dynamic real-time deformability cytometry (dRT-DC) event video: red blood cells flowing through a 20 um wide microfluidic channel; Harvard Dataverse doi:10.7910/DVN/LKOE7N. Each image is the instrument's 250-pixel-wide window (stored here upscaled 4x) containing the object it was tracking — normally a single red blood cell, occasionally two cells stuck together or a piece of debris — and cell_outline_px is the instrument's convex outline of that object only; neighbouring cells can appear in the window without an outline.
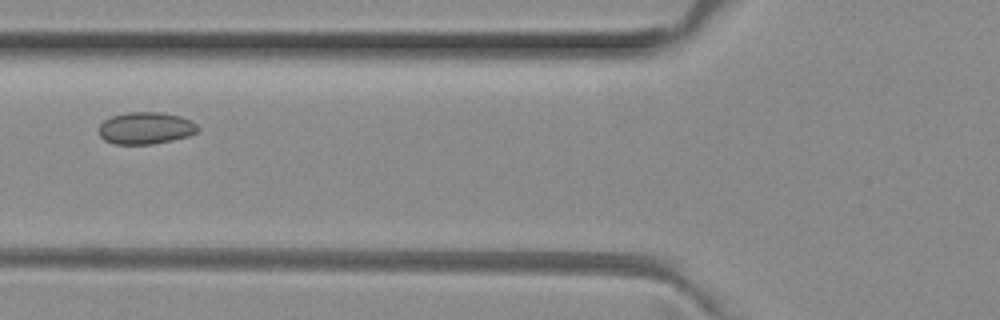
{"species": "common noctule bat (a hibernating species)", "species_latin": "Nyctalus noctula", "temperature_condition": "room temperature", "stored_images_in_passage": 5, "camera_frame_rate_fps": 3000, "um_per_image_px": 0.085, "animal": {"sex": "female", "body_mass_g": 29.2, "forearm_length_mm": 56.3}, "frame": {"image": 1, "passage_image": 4, "time_ms": 1.0, "image_size_px": [1000, 320], "cell_outline_px": [[200, 128], [196, 132], [188, 136], [172, 140], [152, 144], [112, 144], [104, 140], [100, 136], [96, 128], [104, 120], [112, 116], [128, 112], [160, 112], [180, 116], [192, 120]], "centroid_in_image_um": [12.35, 10.89], "position_along_channel_um": 113.4, "area_um2": 18.67}}
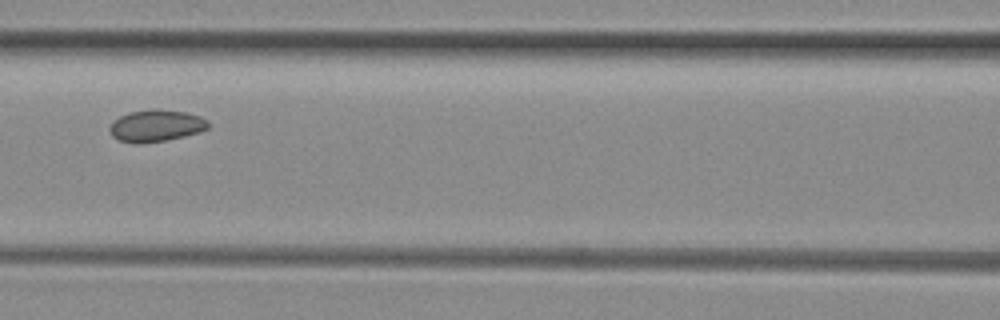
{"frame": {"image": 2, "passage_image": 5, "time_ms": 1.333, "image_size_px": [1000, 320], "cell_outline_px": [[208, 128], [200, 132], [184, 136], [164, 140], [140, 144], [120, 140], [112, 136], [108, 128], [112, 120], [128, 112], [152, 108], [156, 108], [184, 112], [200, 116], [208, 120]], "centroid_in_image_um": [13.23, 10.67], "position_along_channel_um": 153.4, "area_um2": 18.44}}